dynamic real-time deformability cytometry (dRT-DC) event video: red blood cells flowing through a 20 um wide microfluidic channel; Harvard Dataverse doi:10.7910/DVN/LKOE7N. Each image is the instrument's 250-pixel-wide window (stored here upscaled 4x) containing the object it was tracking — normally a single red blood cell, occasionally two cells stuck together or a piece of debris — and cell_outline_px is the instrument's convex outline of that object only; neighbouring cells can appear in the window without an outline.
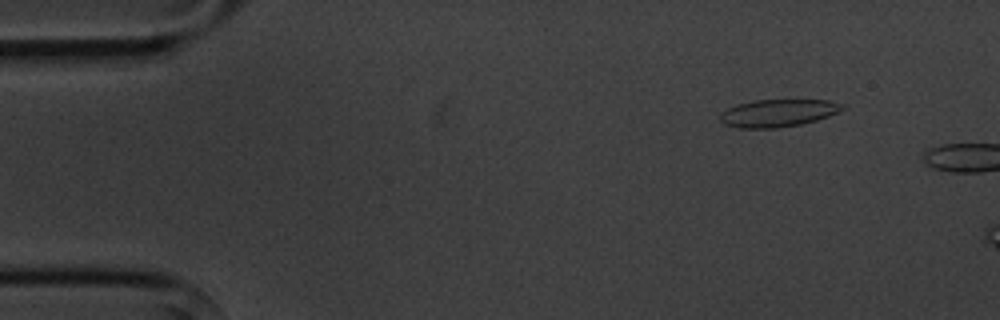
{"species": "common noctule bat (a hibernating species)", "species_latin": "Nyctalus noctula", "temperature_condition": "cold", "stored_images_in_passage": 3, "camera_frame_rate_fps": 3000, "um_per_image_px": 0.085, "animal": {"sex": "male", "body_mass_g": 20.1, "forearm_length_mm": 53.5}, "frame": {"image": 1, "passage_image": 2, "time_ms": 1.333, "image_size_px": [1000, 320], "cell_outline_px": [[848, 104], [844, 108], [828, 116], [816, 120], [800, 124], [772, 128], [740, 128], [724, 124], [720, 120], [720, 116], [728, 108], [736, 104], [756, 100], [828, 100]], "centroid_in_image_um": [66.15, 9.6], "position_along_channel_um": 18.8, "area_um2": 19.42}}